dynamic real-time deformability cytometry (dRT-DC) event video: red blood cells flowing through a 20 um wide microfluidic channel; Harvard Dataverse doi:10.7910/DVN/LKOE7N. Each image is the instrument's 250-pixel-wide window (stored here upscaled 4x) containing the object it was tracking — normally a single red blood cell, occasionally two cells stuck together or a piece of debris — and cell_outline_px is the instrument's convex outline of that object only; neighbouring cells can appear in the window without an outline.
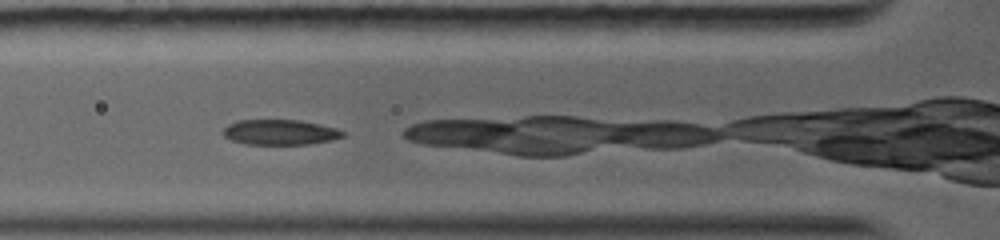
{"species": "common noctule bat (a hibernating species)", "species_latin": "Nyctalus noctula", "temperature_condition": "warm", "stored_images_in_passage": 23, "camera_frame_rate_fps": 5000, "um_per_image_px": 0.085, "animal": {"sex": "female", "body_mass_g": 19.0, "forearm_length_mm": 56.7}, "frame": {"image": 1, "passage_image": 4, "time_ms": 1.0, "image_size_px": [1000, 240], "cell_outline_px": [[344, 136], [332, 140], [308, 144], [244, 144], [232, 140], [224, 136], [220, 132], [228, 124], [236, 120], [300, 120], [320, 124], [336, 128], [344, 132]], "centroid_in_image_um": [23.77, 11.23], "position_along_channel_um": 102.0, "area_um2": 17.69}}
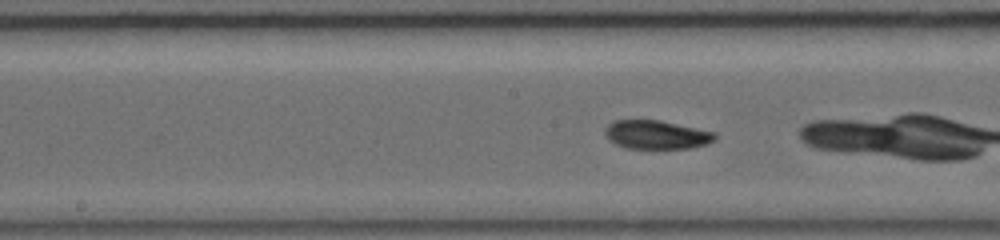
{"frame": {"image": 2, "passage_image": 10, "time_ms": 3.2, "image_size_px": [1000, 240], "cell_outline_px": [[716, 140], [708, 144], [688, 148], [624, 148], [608, 140], [604, 136], [604, 128], [608, 124], [616, 120], [660, 120], [716, 132]], "centroid_in_image_um": [55.79, 11.45], "position_along_channel_um": 192.4, "area_um2": 18.55}}